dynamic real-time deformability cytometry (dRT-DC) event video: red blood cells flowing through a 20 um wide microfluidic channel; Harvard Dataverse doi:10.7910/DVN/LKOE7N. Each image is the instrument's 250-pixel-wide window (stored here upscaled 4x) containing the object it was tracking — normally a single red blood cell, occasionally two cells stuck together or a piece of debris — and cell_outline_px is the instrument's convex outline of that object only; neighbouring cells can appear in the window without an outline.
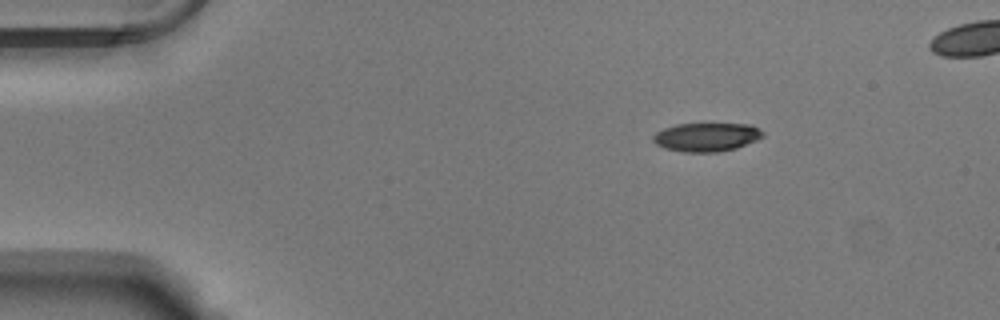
{"species": "Egyptian fruit bat (a non-hibernating species)", "species_latin": "Rousettus aegyptiacus", "temperature_condition": "warm", "stored_images_in_passage": 45, "camera_frame_rate_fps": 3000, "um_per_image_px": 0.085, "animal": {"sex": "male"}, "frame": {"image": 1, "passage_image": 1, "time_ms": 0.0, "image_size_px": [1000, 320], "cell_outline_px": [[764, 136], [756, 140], [736, 148], [716, 152], [680, 152], [664, 148], [656, 144], [652, 140], [652, 136], [656, 132], [664, 128], [676, 124], [752, 124], [764, 132]], "centroid_in_image_um": [60.03, 11.65], "position_along_channel_um": 25.0, "area_um2": 18.38}}
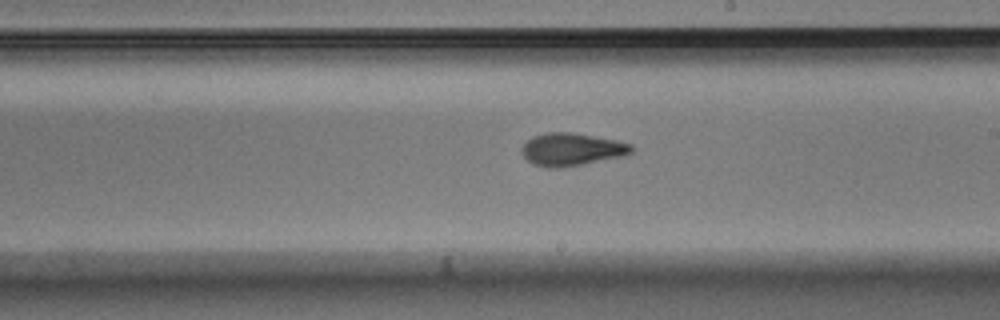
{"frame": {"image": 2, "passage_image": 24, "time_ms": 7.667, "image_size_px": [1000, 320], "cell_outline_px": [[636, 148], [632, 152], [624, 156], [560, 168], [548, 168], [532, 164], [520, 152], [520, 148], [532, 136], [548, 132], [572, 132], [616, 140], [632, 144]], "centroid_in_image_um": [48.59, 12.7], "position_along_channel_um": 240.4, "area_um2": 21.04}}
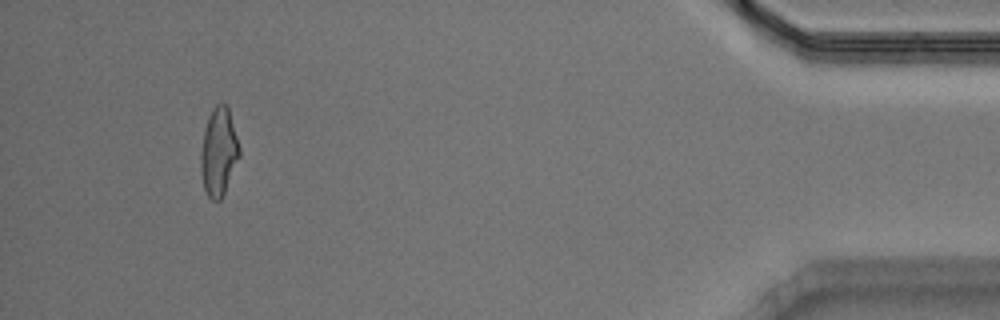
{"frame": {"image": 3, "passage_image": 43, "time_ms": 14.0, "image_size_px": [1000, 320], "cell_outline_px": [[240, 156], [224, 192], [220, 200], [212, 200], [208, 196], [204, 188], [200, 172], [200, 152], [204, 128], [208, 116], [212, 108], [216, 104], [228, 104], [240, 148]], "centroid_in_image_um": [18.58, 12.87], "position_along_channel_um": 416.6, "area_um2": 20.0}}